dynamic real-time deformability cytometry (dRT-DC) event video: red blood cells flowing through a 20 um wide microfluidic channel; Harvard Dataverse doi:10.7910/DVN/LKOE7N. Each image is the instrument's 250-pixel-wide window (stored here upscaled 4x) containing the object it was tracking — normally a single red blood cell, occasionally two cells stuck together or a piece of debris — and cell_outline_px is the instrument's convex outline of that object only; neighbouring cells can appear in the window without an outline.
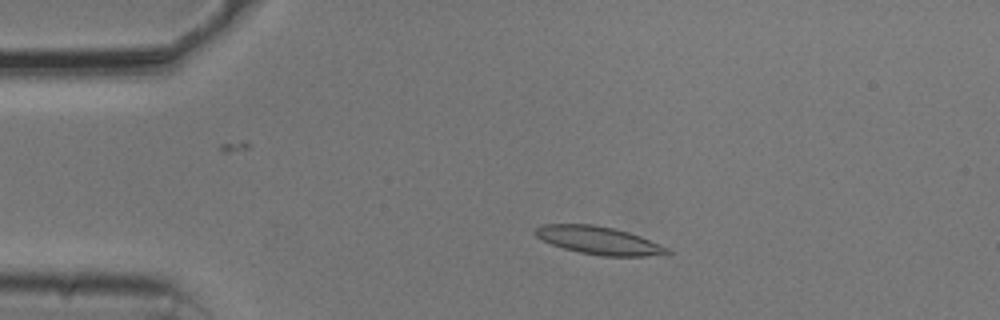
{"species": "common noctule bat (a hibernating species)", "species_latin": "Nyctalus noctula", "temperature_condition": "cold", "stored_images_in_passage": 53, "camera_frame_rate_fps": 3000, "um_per_image_px": 0.085, "animal": {"sex": "male", "body_mass_g": 20.5, "forearm_length_mm": 52.5}, "frame": {"image": 1, "passage_image": 10, "time_ms": 3.0, "image_size_px": [1000, 320], "cell_outline_px": [[672, 252], [668, 256], [604, 256], [580, 252], [564, 248], [552, 244], [536, 236], [532, 232], [536, 228], [544, 224], [592, 224], [612, 228], [628, 232], [640, 236], [668, 248]], "centroid_in_image_um": [50.95, 20.44], "position_along_channel_um": 34.1, "area_um2": 21.39}}
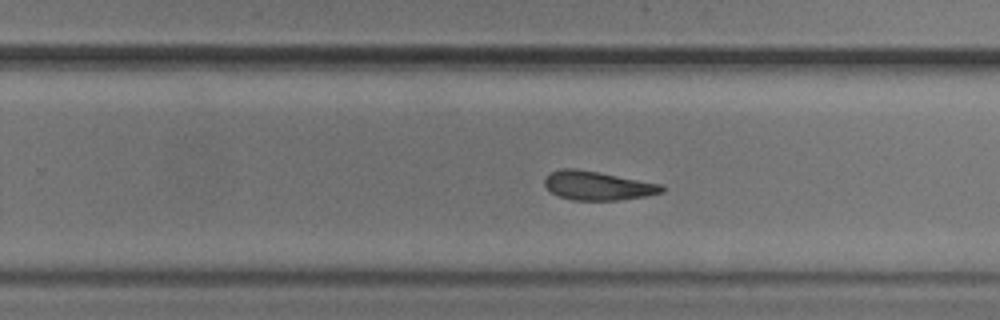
{"frame": {"image": 2, "passage_image": 33, "time_ms": 10.667, "image_size_px": [1000, 320], "cell_outline_px": [[664, 192], [644, 196], [616, 200], [572, 200], [560, 196], [552, 192], [544, 184], [544, 180], [552, 172], [560, 168], [576, 168], [600, 172], [664, 184]], "centroid_in_image_um": [50.84, 15.77], "position_along_channel_um": 279.0, "area_um2": 19.71}}
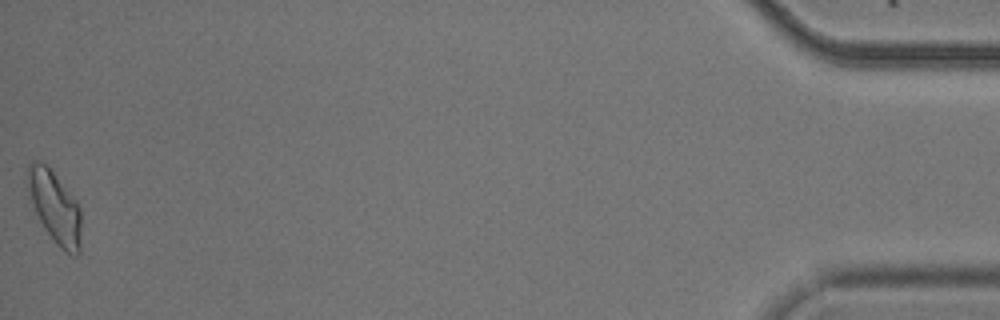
{"frame": {"image": 3, "passage_image": 53, "time_ms": 17.333, "image_size_px": [1000, 320], "cell_outline_px": [[80, 252], [76, 256], [72, 256], [64, 252], [56, 244], [44, 228], [36, 212], [24, 180], [28, 164], [32, 160], [40, 160], [52, 172], [76, 200], [80, 208]], "centroid_in_image_um": [4.63, 17.6], "position_along_channel_um": 430.6, "area_um2": 22.48}, "authors_computed_cell_mechanics": {"area_um2": 20.6346, "velocity_mm_per_s": 3.7228, "shape_relaxation_time_tau1_ms": 4.041, "shape_relaxation_time_tau2_ms": 4.8486, "deformation_change_tau1": 0.1256, "deformation_change_tau2": 0.1403}}